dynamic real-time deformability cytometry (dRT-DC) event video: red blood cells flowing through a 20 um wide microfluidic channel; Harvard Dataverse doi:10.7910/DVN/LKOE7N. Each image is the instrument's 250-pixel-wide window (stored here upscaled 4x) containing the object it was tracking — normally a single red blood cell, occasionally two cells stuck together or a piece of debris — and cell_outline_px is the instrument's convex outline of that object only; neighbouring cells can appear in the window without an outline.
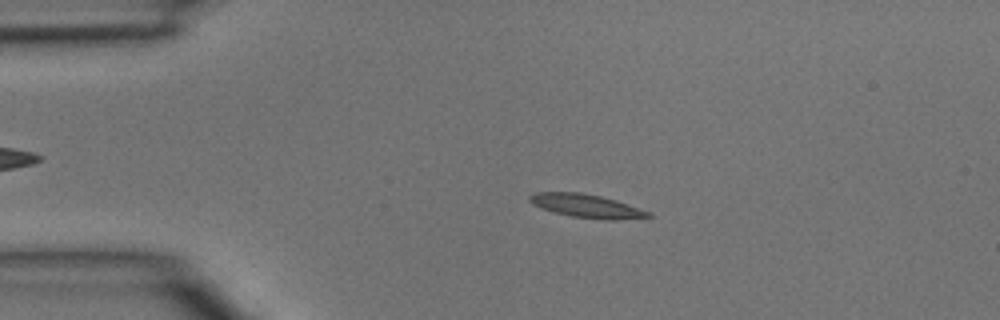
{"species": "common noctule bat (a hibernating species)", "species_latin": "Nyctalus noctula", "temperature_condition": "room temperature", "stored_images_in_passage": 41, "camera_frame_rate_fps": 3000, "um_per_image_px": 0.085, "animal": {"sex": "male", "body_mass_g": 15.6}, "frame": {"image": 1, "passage_image": 4, "time_ms": 1.0, "image_size_px": [1000, 320], "cell_outline_px": [[652, 216], [616, 220], [608, 220], [572, 216], [556, 212], [532, 204], [528, 200], [528, 196], [536, 192], [580, 192], [600, 196], [616, 200], [652, 212]], "centroid_in_image_um": [49.88, 17.49], "position_along_channel_um": 35.1, "area_um2": 16.01}}
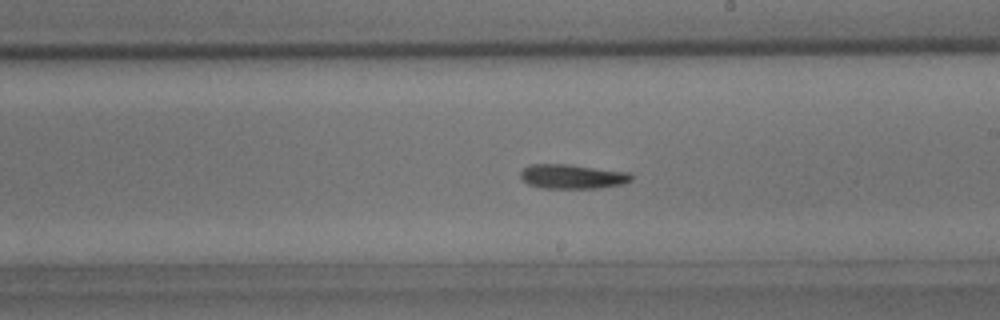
{"frame": {"image": 2, "passage_image": 21, "time_ms": 6.667, "image_size_px": [1000, 320], "cell_outline_px": [[632, 180], [624, 184], [600, 188], [540, 188], [528, 184], [520, 176], [520, 172], [528, 164], [568, 164], [628, 172], [632, 176]], "centroid_in_image_um": [48.64, 15.0], "position_along_channel_um": 240.4, "area_um2": 15.84}}
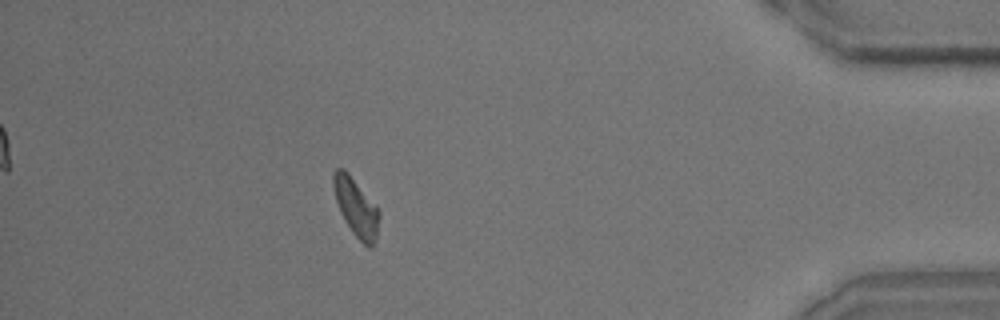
{"frame": {"image": 3, "passage_image": 36, "time_ms": 11.667, "image_size_px": [1000, 320], "cell_outline_px": [[380, 216], [376, 236], [372, 248], [368, 248], [352, 232], [344, 220], [340, 212], [336, 200], [332, 184], [332, 172], [336, 168], [344, 168], [348, 172], [380, 212]], "centroid_in_image_um": [30.24, 17.61], "position_along_channel_um": 405.0, "area_um2": 15.32}}